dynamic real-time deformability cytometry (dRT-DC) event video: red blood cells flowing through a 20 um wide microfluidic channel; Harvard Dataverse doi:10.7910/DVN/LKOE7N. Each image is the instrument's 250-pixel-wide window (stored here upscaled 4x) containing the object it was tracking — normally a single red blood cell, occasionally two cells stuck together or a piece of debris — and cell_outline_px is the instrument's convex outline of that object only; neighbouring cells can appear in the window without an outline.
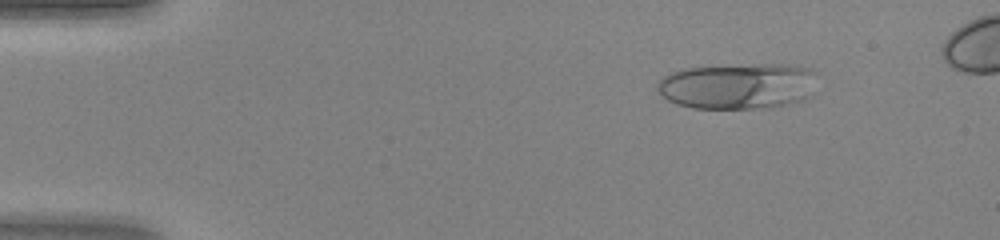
{"species": "human", "species_latin": "Homo sapiens", "temperature_condition": "warm", "stored_images_in_passage": 41, "camera_frame_rate_fps": 3000, "um_per_image_px": 0.085, "donor": {"sex": "female"}, "frame": {"image": 1, "passage_image": 2, "time_ms": 0.333, "image_size_px": [1000, 240], "cell_outline_px": [[816, 72], [808, 96], [804, 100], [772, 108], [692, 108], [676, 104], [668, 100], [656, 88], [660, 80], [664, 76], [672, 72], [684, 68], [760, 64], [780, 64], [812, 68]], "centroid_in_image_um": [62.71, 7.32], "position_along_channel_um": 22.3, "area_um2": 42.66}}
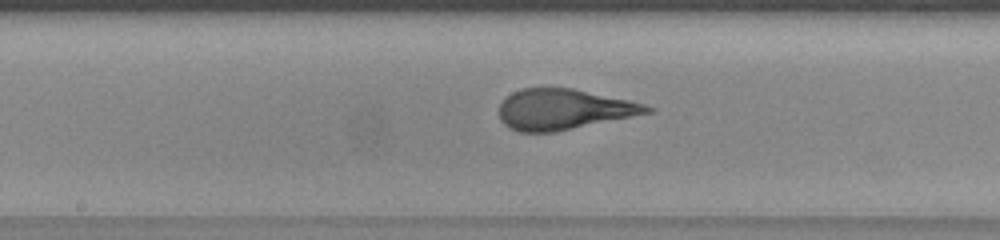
{"frame": {"image": 2, "passage_image": 20, "time_ms": 6.333, "image_size_px": [1000, 240], "cell_outline_px": [[656, 108], [652, 112], [556, 132], [520, 132], [508, 128], [500, 120], [500, 104], [512, 92], [524, 88], [572, 88], [628, 100], [644, 104]], "centroid_in_image_um": [47.9, 9.3], "position_along_channel_um": 200.3, "area_um2": 34.74}}
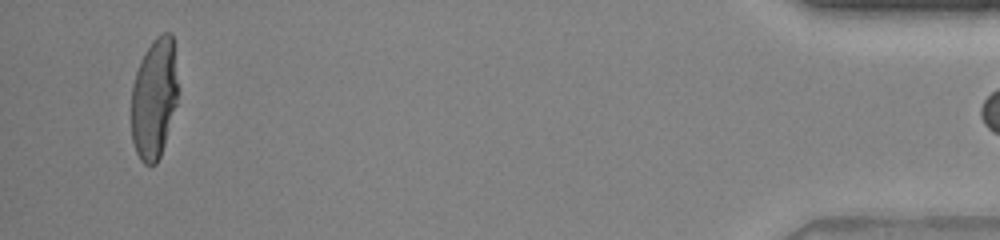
{"frame": {"image": 3, "passage_image": 40, "time_ms": 13.0, "image_size_px": [1000, 240], "cell_outline_px": [[176, 104], [164, 144], [160, 156], [156, 164], [144, 164], [140, 160], [136, 152], [132, 140], [132, 84], [136, 72], [144, 52], [152, 40], [156, 36], [164, 32], [172, 32], [176, 80]], "centroid_in_image_um": [13.08, 8.36], "position_along_channel_um": 422.1, "area_um2": 32.31}}